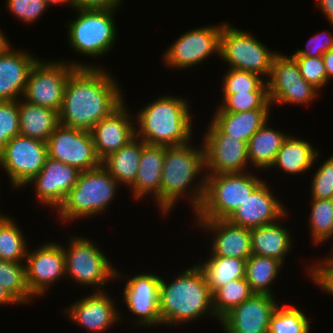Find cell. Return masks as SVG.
I'll list each match as a JSON object with an SVG mask.
<instances>
[{
  "instance_id": "obj_1",
  "label": "cell",
  "mask_w": 333,
  "mask_h": 333,
  "mask_svg": "<svg viewBox=\"0 0 333 333\" xmlns=\"http://www.w3.org/2000/svg\"><path fill=\"white\" fill-rule=\"evenodd\" d=\"M112 73L101 68H77L64 90L59 122L68 128L91 131L126 99ZM120 85V87H119Z\"/></svg>"
},
{
  "instance_id": "obj_2",
  "label": "cell",
  "mask_w": 333,
  "mask_h": 333,
  "mask_svg": "<svg viewBox=\"0 0 333 333\" xmlns=\"http://www.w3.org/2000/svg\"><path fill=\"white\" fill-rule=\"evenodd\" d=\"M193 140L182 145L165 146L161 217L170 215L182 198H187L194 214L202 203L206 182L205 153L202 142L198 147L193 145Z\"/></svg>"
},
{
  "instance_id": "obj_3",
  "label": "cell",
  "mask_w": 333,
  "mask_h": 333,
  "mask_svg": "<svg viewBox=\"0 0 333 333\" xmlns=\"http://www.w3.org/2000/svg\"><path fill=\"white\" fill-rule=\"evenodd\" d=\"M187 268L177 272L170 282L161 276L159 311L162 327L185 326L210 315V319L215 318L220 323L212 307V293L203 271L197 264Z\"/></svg>"
},
{
  "instance_id": "obj_4",
  "label": "cell",
  "mask_w": 333,
  "mask_h": 333,
  "mask_svg": "<svg viewBox=\"0 0 333 333\" xmlns=\"http://www.w3.org/2000/svg\"><path fill=\"white\" fill-rule=\"evenodd\" d=\"M189 104L187 98L166 93L148 102L134 115L135 136L146 144L157 146L190 142L196 131H193L195 121H192Z\"/></svg>"
},
{
  "instance_id": "obj_5",
  "label": "cell",
  "mask_w": 333,
  "mask_h": 333,
  "mask_svg": "<svg viewBox=\"0 0 333 333\" xmlns=\"http://www.w3.org/2000/svg\"><path fill=\"white\" fill-rule=\"evenodd\" d=\"M121 185L102 166L80 172L77 183L56 211L60 223L103 215L114 201Z\"/></svg>"
},
{
  "instance_id": "obj_6",
  "label": "cell",
  "mask_w": 333,
  "mask_h": 333,
  "mask_svg": "<svg viewBox=\"0 0 333 333\" xmlns=\"http://www.w3.org/2000/svg\"><path fill=\"white\" fill-rule=\"evenodd\" d=\"M67 246L63 244L65 253L66 278L77 285L92 287L93 291H104L110 280H121L125 277L121 270L115 268L100 250L97 243L84 236L69 235Z\"/></svg>"
},
{
  "instance_id": "obj_7",
  "label": "cell",
  "mask_w": 333,
  "mask_h": 333,
  "mask_svg": "<svg viewBox=\"0 0 333 333\" xmlns=\"http://www.w3.org/2000/svg\"><path fill=\"white\" fill-rule=\"evenodd\" d=\"M252 172L206 175L203 200L194 219H227L265 180Z\"/></svg>"
},
{
  "instance_id": "obj_8",
  "label": "cell",
  "mask_w": 333,
  "mask_h": 333,
  "mask_svg": "<svg viewBox=\"0 0 333 333\" xmlns=\"http://www.w3.org/2000/svg\"><path fill=\"white\" fill-rule=\"evenodd\" d=\"M118 8L74 9L78 15L66 23L69 48L76 54L102 58L117 42L115 15Z\"/></svg>"
},
{
  "instance_id": "obj_9",
  "label": "cell",
  "mask_w": 333,
  "mask_h": 333,
  "mask_svg": "<svg viewBox=\"0 0 333 333\" xmlns=\"http://www.w3.org/2000/svg\"><path fill=\"white\" fill-rule=\"evenodd\" d=\"M39 58L32 66L23 99L29 103L48 107L60 112L64 90L69 76L77 68H101L102 65L69 60H43Z\"/></svg>"
},
{
  "instance_id": "obj_10",
  "label": "cell",
  "mask_w": 333,
  "mask_h": 333,
  "mask_svg": "<svg viewBox=\"0 0 333 333\" xmlns=\"http://www.w3.org/2000/svg\"><path fill=\"white\" fill-rule=\"evenodd\" d=\"M249 32L226 22L220 34V59L230 69L253 72L268 79L274 57L278 54Z\"/></svg>"
},
{
  "instance_id": "obj_11",
  "label": "cell",
  "mask_w": 333,
  "mask_h": 333,
  "mask_svg": "<svg viewBox=\"0 0 333 333\" xmlns=\"http://www.w3.org/2000/svg\"><path fill=\"white\" fill-rule=\"evenodd\" d=\"M225 23L186 30L163 52L162 62L166 68L182 71L202 65L210 56L220 57V34Z\"/></svg>"
},
{
  "instance_id": "obj_12",
  "label": "cell",
  "mask_w": 333,
  "mask_h": 333,
  "mask_svg": "<svg viewBox=\"0 0 333 333\" xmlns=\"http://www.w3.org/2000/svg\"><path fill=\"white\" fill-rule=\"evenodd\" d=\"M47 156L45 141L21 135L10 139L0 153V168L8 176L11 189L27 187L43 168Z\"/></svg>"
},
{
  "instance_id": "obj_13",
  "label": "cell",
  "mask_w": 333,
  "mask_h": 333,
  "mask_svg": "<svg viewBox=\"0 0 333 333\" xmlns=\"http://www.w3.org/2000/svg\"><path fill=\"white\" fill-rule=\"evenodd\" d=\"M266 82L271 105L307 106L320 96V91L301 76L296 61L281 52L274 57Z\"/></svg>"
},
{
  "instance_id": "obj_14",
  "label": "cell",
  "mask_w": 333,
  "mask_h": 333,
  "mask_svg": "<svg viewBox=\"0 0 333 333\" xmlns=\"http://www.w3.org/2000/svg\"><path fill=\"white\" fill-rule=\"evenodd\" d=\"M42 244L28 249L24 262L27 286L36 299L44 297L52 285L66 278L63 243L46 240Z\"/></svg>"
},
{
  "instance_id": "obj_15",
  "label": "cell",
  "mask_w": 333,
  "mask_h": 333,
  "mask_svg": "<svg viewBox=\"0 0 333 333\" xmlns=\"http://www.w3.org/2000/svg\"><path fill=\"white\" fill-rule=\"evenodd\" d=\"M161 275L152 272L128 277L123 288V300L129 312L136 317L134 327H157L162 325L159 311Z\"/></svg>"
},
{
  "instance_id": "obj_16",
  "label": "cell",
  "mask_w": 333,
  "mask_h": 333,
  "mask_svg": "<svg viewBox=\"0 0 333 333\" xmlns=\"http://www.w3.org/2000/svg\"><path fill=\"white\" fill-rule=\"evenodd\" d=\"M48 157L77 168L80 172L101 165L90 131L59 125L47 141Z\"/></svg>"
},
{
  "instance_id": "obj_17",
  "label": "cell",
  "mask_w": 333,
  "mask_h": 333,
  "mask_svg": "<svg viewBox=\"0 0 333 333\" xmlns=\"http://www.w3.org/2000/svg\"><path fill=\"white\" fill-rule=\"evenodd\" d=\"M112 294L105 291H92L64 308L67 320L87 329L90 333H105L125 318L118 309Z\"/></svg>"
},
{
  "instance_id": "obj_18",
  "label": "cell",
  "mask_w": 333,
  "mask_h": 333,
  "mask_svg": "<svg viewBox=\"0 0 333 333\" xmlns=\"http://www.w3.org/2000/svg\"><path fill=\"white\" fill-rule=\"evenodd\" d=\"M202 136L206 175L250 171L247 142L226 133H204Z\"/></svg>"
},
{
  "instance_id": "obj_19",
  "label": "cell",
  "mask_w": 333,
  "mask_h": 333,
  "mask_svg": "<svg viewBox=\"0 0 333 333\" xmlns=\"http://www.w3.org/2000/svg\"><path fill=\"white\" fill-rule=\"evenodd\" d=\"M79 174L77 168L47 156L41 171L27 185L34 189L40 205L57 211L77 183Z\"/></svg>"
},
{
  "instance_id": "obj_20",
  "label": "cell",
  "mask_w": 333,
  "mask_h": 333,
  "mask_svg": "<svg viewBox=\"0 0 333 333\" xmlns=\"http://www.w3.org/2000/svg\"><path fill=\"white\" fill-rule=\"evenodd\" d=\"M270 294L254 293L221 320L223 333H268L272 313L280 301Z\"/></svg>"
},
{
  "instance_id": "obj_21",
  "label": "cell",
  "mask_w": 333,
  "mask_h": 333,
  "mask_svg": "<svg viewBox=\"0 0 333 333\" xmlns=\"http://www.w3.org/2000/svg\"><path fill=\"white\" fill-rule=\"evenodd\" d=\"M271 186L264 180L226 220L251 229L281 219L288 208L276 197Z\"/></svg>"
},
{
  "instance_id": "obj_22",
  "label": "cell",
  "mask_w": 333,
  "mask_h": 333,
  "mask_svg": "<svg viewBox=\"0 0 333 333\" xmlns=\"http://www.w3.org/2000/svg\"><path fill=\"white\" fill-rule=\"evenodd\" d=\"M126 104L124 101L90 131L95 151L101 161L135 137V113H131Z\"/></svg>"
},
{
  "instance_id": "obj_23",
  "label": "cell",
  "mask_w": 333,
  "mask_h": 333,
  "mask_svg": "<svg viewBox=\"0 0 333 333\" xmlns=\"http://www.w3.org/2000/svg\"><path fill=\"white\" fill-rule=\"evenodd\" d=\"M202 231L210 232L209 256L234 257L247 260L252 255L250 228L230 223L226 219L194 220Z\"/></svg>"
},
{
  "instance_id": "obj_24",
  "label": "cell",
  "mask_w": 333,
  "mask_h": 333,
  "mask_svg": "<svg viewBox=\"0 0 333 333\" xmlns=\"http://www.w3.org/2000/svg\"><path fill=\"white\" fill-rule=\"evenodd\" d=\"M34 53L15 50L10 45L0 54V101L23 97L32 66L39 59Z\"/></svg>"
},
{
  "instance_id": "obj_25",
  "label": "cell",
  "mask_w": 333,
  "mask_h": 333,
  "mask_svg": "<svg viewBox=\"0 0 333 333\" xmlns=\"http://www.w3.org/2000/svg\"><path fill=\"white\" fill-rule=\"evenodd\" d=\"M165 146L145 144L139 161V167L134 184L129 188L134 200H143L151 195L155 205L161 210V175Z\"/></svg>"
},
{
  "instance_id": "obj_26",
  "label": "cell",
  "mask_w": 333,
  "mask_h": 333,
  "mask_svg": "<svg viewBox=\"0 0 333 333\" xmlns=\"http://www.w3.org/2000/svg\"><path fill=\"white\" fill-rule=\"evenodd\" d=\"M271 109L243 112H215L205 133H226L248 143L257 130L270 119Z\"/></svg>"
},
{
  "instance_id": "obj_27",
  "label": "cell",
  "mask_w": 333,
  "mask_h": 333,
  "mask_svg": "<svg viewBox=\"0 0 333 333\" xmlns=\"http://www.w3.org/2000/svg\"><path fill=\"white\" fill-rule=\"evenodd\" d=\"M288 214L289 212L274 223L250 229L252 254L272 257L286 263V257L294 247L291 231L283 225Z\"/></svg>"
},
{
  "instance_id": "obj_28",
  "label": "cell",
  "mask_w": 333,
  "mask_h": 333,
  "mask_svg": "<svg viewBox=\"0 0 333 333\" xmlns=\"http://www.w3.org/2000/svg\"><path fill=\"white\" fill-rule=\"evenodd\" d=\"M319 155L320 150H317L311 142L295 137V135H288L269 170L279 168L280 172L289 173L290 176L307 174L310 169H314Z\"/></svg>"
},
{
  "instance_id": "obj_29",
  "label": "cell",
  "mask_w": 333,
  "mask_h": 333,
  "mask_svg": "<svg viewBox=\"0 0 333 333\" xmlns=\"http://www.w3.org/2000/svg\"><path fill=\"white\" fill-rule=\"evenodd\" d=\"M19 135L47 142L60 125L59 112L19 99Z\"/></svg>"
},
{
  "instance_id": "obj_30",
  "label": "cell",
  "mask_w": 333,
  "mask_h": 333,
  "mask_svg": "<svg viewBox=\"0 0 333 333\" xmlns=\"http://www.w3.org/2000/svg\"><path fill=\"white\" fill-rule=\"evenodd\" d=\"M267 120L248 141V162L257 171L268 170L273 164L283 141L289 135L270 127Z\"/></svg>"
},
{
  "instance_id": "obj_31",
  "label": "cell",
  "mask_w": 333,
  "mask_h": 333,
  "mask_svg": "<svg viewBox=\"0 0 333 333\" xmlns=\"http://www.w3.org/2000/svg\"><path fill=\"white\" fill-rule=\"evenodd\" d=\"M146 143L134 137L125 146L111 153L101 161V165L109 174L126 189L130 188L137 176L143 146Z\"/></svg>"
},
{
  "instance_id": "obj_32",
  "label": "cell",
  "mask_w": 333,
  "mask_h": 333,
  "mask_svg": "<svg viewBox=\"0 0 333 333\" xmlns=\"http://www.w3.org/2000/svg\"><path fill=\"white\" fill-rule=\"evenodd\" d=\"M196 264L203 271L211 293L229 281L245 277L246 260L244 259L209 256Z\"/></svg>"
},
{
  "instance_id": "obj_33",
  "label": "cell",
  "mask_w": 333,
  "mask_h": 333,
  "mask_svg": "<svg viewBox=\"0 0 333 333\" xmlns=\"http://www.w3.org/2000/svg\"><path fill=\"white\" fill-rule=\"evenodd\" d=\"M284 264L272 257H263L252 254L246 260L245 278L251 290L258 294L275 295L273 285L280 274Z\"/></svg>"
},
{
  "instance_id": "obj_34",
  "label": "cell",
  "mask_w": 333,
  "mask_h": 333,
  "mask_svg": "<svg viewBox=\"0 0 333 333\" xmlns=\"http://www.w3.org/2000/svg\"><path fill=\"white\" fill-rule=\"evenodd\" d=\"M9 215L0 216V259L10 262H25L28 243L23 229ZM21 229V230H20Z\"/></svg>"
},
{
  "instance_id": "obj_35",
  "label": "cell",
  "mask_w": 333,
  "mask_h": 333,
  "mask_svg": "<svg viewBox=\"0 0 333 333\" xmlns=\"http://www.w3.org/2000/svg\"><path fill=\"white\" fill-rule=\"evenodd\" d=\"M309 206V238L318 247L333 239V199H311Z\"/></svg>"
},
{
  "instance_id": "obj_36",
  "label": "cell",
  "mask_w": 333,
  "mask_h": 333,
  "mask_svg": "<svg viewBox=\"0 0 333 333\" xmlns=\"http://www.w3.org/2000/svg\"><path fill=\"white\" fill-rule=\"evenodd\" d=\"M253 294L245 277L229 281L212 293V307L215 316L221 320L234 307L249 299Z\"/></svg>"
},
{
  "instance_id": "obj_37",
  "label": "cell",
  "mask_w": 333,
  "mask_h": 333,
  "mask_svg": "<svg viewBox=\"0 0 333 333\" xmlns=\"http://www.w3.org/2000/svg\"><path fill=\"white\" fill-rule=\"evenodd\" d=\"M0 285L21 306L36 299L27 286L24 262H10L0 259Z\"/></svg>"
},
{
  "instance_id": "obj_38",
  "label": "cell",
  "mask_w": 333,
  "mask_h": 333,
  "mask_svg": "<svg viewBox=\"0 0 333 333\" xmlns=\"http://www.w3.org/2000/svg\"><path fill=\"white\" fill-rule=\"evenodd\" d=\"M310 323L303 310L283 303L272 313L268 333H311Z\"/></svg>"
},
{
  "instance_id": "obj_39",
  "label": "cell",
  "mask_w": 333,
  "mask_h": 333,
  "mask_svg": "<svg viewBox=\"0 0 333 333\" xmlns=\"http://www.w3.org/2000/svg\"><path fill=\"white\" fill-rule=\"evenodd\" d=\"M222 76V94L268 92L267 82L260 75L228 68Z\"/></svg>"
},
{
  "instance_id": "obj_40",
  "label": "cell",
  "mask_w": 333,
  "mask_h": 333,
  "mask_svg": "<svg viewBox=\"0 0 333 333\" xmlns=\"http://www.w3.org/2000/svg\"><path fill=\"white\" fill-rule=\"evenodd\" d=\"M221 104L215 112H243L257 109H272L268 92L221 94Z\"/></svg>"
},
{
  "instance_id": "obj_41",
  "label": "cell",
  "mask_w": 333,
  "mask_h": 333,
  "mask_svg": "<svg viewBox=\"0 0 333 333\" xmlns=\"http://www.w3.org/2000/svg\"><path fill=\"white\" fill-rule=\"evenodd\" d=\"M19 133V100L0 101V153L7 142Z\"/></svg>"
},
{
  "instance_id": "obj_42",
  "label": "cell",
  "mask_w": 333,
  "mask_h": 333,
  "mask_svg": "<svg viewBox=\"0 0 333 333\" xmlns=\"http://www.w3.org/2000/svg\"><path fill=\"white\" fill-rule=\"evenodd\" d=\"M318 166L311 179V199H333V154Z\"/></svg>"
},
{
  "instance_id": "obj_43",
  "label": "cell",
  "mask_w": 333,
  "mask_h": 333,
  "mask_svg": "<svg viewBox=\"0 0 333 333\" xmlns=\"http://www.w3.org/2000/svg\"><path fill=\"white\" fill-rule=\"evenodd\" d=\"M5 7L26 25L36 23L49 8L43 0H6Z\"/></svg>"
},
{
  "instance_id": "obj_44",
  "label": "cell",
  "mask_w": 333,
  "mask_h": 333,
  "mask_svg": "<svg viewBox=\"0 0 333 333\" xmlns=\"http://www.w3.org/2000/svg\"><path fill=\"white\" fill-rule=\"evenodd\" d=\"M297 63L301 76L316 89L327 87L329 81L321 57L291 56ZM328 83V84H327ZM325 86V87H324Z\"/></svg>"
},
{
  "instance_id": "obj_45",
  "label": "cell",
  "mask_w": 333,
  "mask_h": 333,
  "mask_svg": "<svg viewBox=\"0 0 333 333\" xmlns=\"http://www.w3.org/2000/svg\"><path fill=\"white\" fill-rule=\"evenodd\" d=\"M310 265L306 268L305 277L311 279L322 291L333 296V257H322Z\"/></svg>"
},
{
  "instance_id": "obj_46",
  "label": "cell",
  "mask_w": 333,
  "mask_h": 333,
  "mask_svg": "<svg viewBox=\"0 0 333 333\" xmlns=\"http://www.w3.org/2000/svg\"><path fill=\"white\" fill-rule=\"evenodd\" d=\"M331 27L333 25H330ZM333 28V27H332ZM329 32V33H328ZM306 49H297L290 56L321 57L328 50L333 48V34L324 30L314 34L306 43Z\"/></svg>"
},
{
  "instance_id": "obj_47",
  "label": "cell",
  "mask_w": 333,
  "mask_h": 333,
  "mask_svg": "<svg viewBox=\"0 0 333 333\" xmlns=\"http://www.w3.org/2000/svg\"><path fill=\"white\" fill-rule=\"evenodd\" d=\"M73 9L121 8L124 0H71Z\"/></svg>"
},
{
  "instance_id": "obj_48",
  "label": "cell",
  "mask_w": 333,
  "mask_h": 333,
  "mask_svg": "<svg viewBox=\"0 0 333 333\" xmlns=\"http://www.w3.org/2000/svg\"><path fill=\"white\" fill-rule=\"evenodd\" d=\"M316 7L325 15L328 19V23L333 25V0H316Z\"/></svg>"
},
{
  "instance_id": "obj_49",
  "label": "cell",
  "mask_w": 333,
  "mask_h": 333,
  "mask_svg": "<svg viewBox=\"0 0 333 333\" xmlns=\"http://www.w3.org/2000/svg\"><path fill=\"white\" fill-rule=\"evenodd\" d=\"M327 80L331 82L333 78V48L322 55Z\"/></svg>"
},
{
  "instance_id": "obj_50",
  "label": "cell",
  "mask_w": 333,
  "mask_h": 333,
  "mask_svg": "<svg viewBox=\"0 0 333 333\" xmlns=\"http://www.w3.org/2000/svg\"><path fill=\"white\" fill-rule=\"evenodd\" d=\"M17 306L20 304L7 292L6 289H4L2 287V285H0V306H11V305H16Z\"/></svg>"
},
{
  "instance_id": "obj_51",
  "label": "cell",
  "mask_w": 333,
  "mask_h": 333,
  "mask_svg": "<svg viewBox=\"0 0 333 333\" xmlns=\"http://www.w3.org/2000/svg\"><path fill=\"white\" fill-rule=\"evenodd\" d=\"M43 1H45L49 7L57 5L62 6L64 4L66 6H69L70 9H73V4L71 0H43Z\"/></svg>"
},
{
  "instance_id": "obj_52",
  "label": "cell",
  "mask_w": 333,
  "mask_h": 333,
  "mask_svg": "<svg viewBox=\"0 0 333 333\" xmlns=\"http://www.w3.org/2000/svg\"><path fill=\"white\" fill-rule=\"evenodd\" d=\"M2 31L3 30L0 29V54L12 45L8 40L7 35H5Z\"/></svg>"
},
{
  "instance_id": "obj_53",
  "label": "cell",
  "mask_w": 333,
  "mask_h": 333,
  "mask_svg": "<svg viewBox=\"0 0 333 333\" xmlns=\"http://www.w3.org/2000/svg\"><path fill=\"white\" fill-rule=\"evenodd\" d=\"M332 241H333V239H332ZM332 245H333V243H332ZM331 251H332V252H330L331 254H329V255H327V256L333 257V246H332Z\"/></svg>"
}]
</instances>
